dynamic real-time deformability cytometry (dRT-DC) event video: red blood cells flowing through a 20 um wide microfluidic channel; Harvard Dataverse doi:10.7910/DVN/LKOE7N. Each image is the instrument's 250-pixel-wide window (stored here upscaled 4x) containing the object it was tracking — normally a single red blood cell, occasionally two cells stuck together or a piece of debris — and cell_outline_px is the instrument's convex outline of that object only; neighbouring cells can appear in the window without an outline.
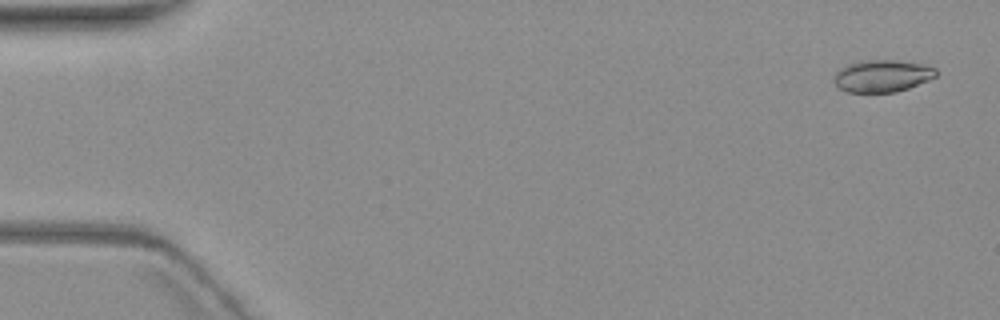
{"species": "common noctule bat (a hibernating species)", "species_latin": "Nyctalus noctula", "temperature_condition": "warm", "stored_images_in_passage": 6, "camera_frame_rate_fps": 3000, "um_per_image_px": 0.085, "animal": {"sex": "female", "body_mass_g": 19.3, "forearm_length_mm": 54.1}, "frame": {"image": 1, "passage_image": 1, "time_ms": 0.0, "image_size_px": [1000, 320], "cell_outline_px": [[936, 76], [928, 80], [908, 88], [896, 92], [848, 92], [840, 88], [832, 80], [832, 76], [840, 68], [848, 64], [860, 60], [896, 60], [920, 64], [936, 68]], "centroid_in_image_um": [74.94, 6.45], "position_along_channel_um": 10.1, "area_um2": 19.07}}
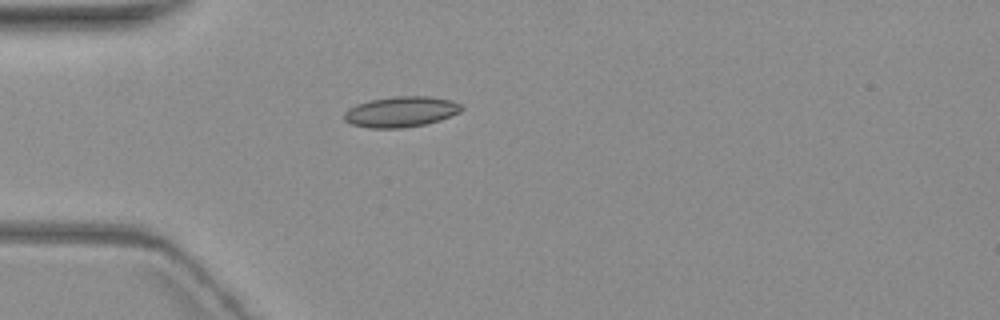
{"frame": {"image": 2, "passage_image": 5, "time_ms": 5.0, "image_size_px": [1000, 320], "cell_outline_px": [[464, 108], [460, 112], [440, 120], [424, 124], [400, 128], [368, 128], [352, 124], [344, 120], [344, 112], [348, 108], [356, 104], [368, 100], [392, 96], [428, 96], [452, 100], [460, 104]], "centroid_in_image_um": [34.06, 9.49], "position_along_channel_um": 50.9, "area_um2": 21.04}}